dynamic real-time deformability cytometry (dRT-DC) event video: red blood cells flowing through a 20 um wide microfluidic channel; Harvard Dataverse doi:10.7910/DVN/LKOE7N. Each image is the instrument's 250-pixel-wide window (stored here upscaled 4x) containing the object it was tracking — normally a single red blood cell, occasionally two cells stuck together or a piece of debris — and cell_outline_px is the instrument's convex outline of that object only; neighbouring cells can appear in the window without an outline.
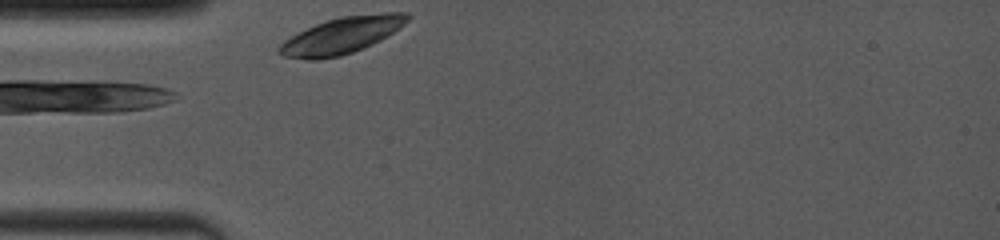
{"species": "common noctule bat (a hibernating species)", "species_latin": "Nyctalus noctula", "temperature_condition": "room temperature", "stored_images_in_passage": 15, "camera_frame_rate_fps": 4000, "um_per_image_px": 0.085, "animal": {"sex": "female", "body_mass_g": 19.0, "forearm_length_mm": 53.3}, "frame": {"image": 1, "passage_image": 1, "time_ms": 0.0, "image_size_px": [1000, 240], "cell_outline_px": [[412, 16], [404, 24], [380, 40], [364, 48], [340, 56], [312, 60], [308, 60], [280, 56], [276, 52], [276, 48], [284, 40], [316, 24], [340, 16], [384, 12], [408, 12]], "centroid_in_image_um": [29.03, 3.02], "position_along_channel_um": 56.0, "area_um2": 27.22}}
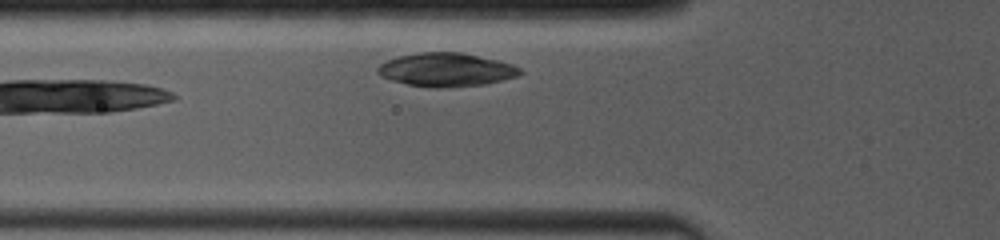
{"frame": {"image": 2, "passage_image": 10, "time_ms": 1.0, "image_size_px": [1000, 240], "cell_outline_px": [[524, 72], [516, 76], [484, 84], [436, 88], [408, 84], [392, 80], [380, 76], [376, 72], [376, 68], [380, 64], [396, 56], [420, 52], [464, 52], [500, 60], [512, 64], [520, 68]], "centroid_in_image_um": [37.92, 5.9], "position_along_channel_um": 87.9, "area_um2": 27.86}}